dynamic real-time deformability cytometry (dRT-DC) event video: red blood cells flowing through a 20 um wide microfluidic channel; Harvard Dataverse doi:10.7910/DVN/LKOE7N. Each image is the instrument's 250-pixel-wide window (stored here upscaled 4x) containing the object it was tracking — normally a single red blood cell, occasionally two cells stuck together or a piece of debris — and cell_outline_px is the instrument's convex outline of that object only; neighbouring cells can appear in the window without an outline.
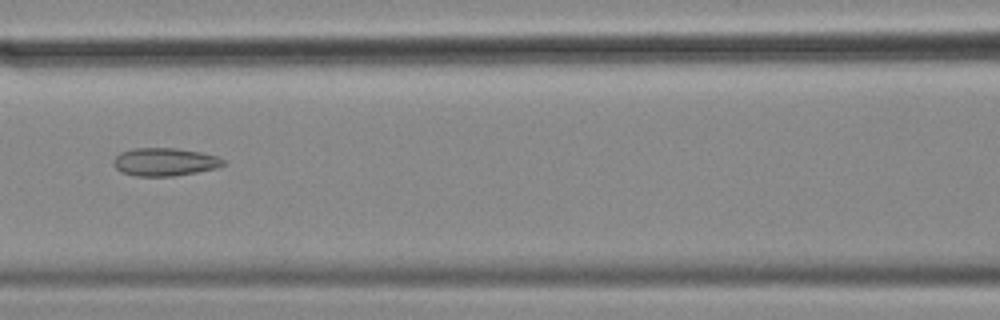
{"species": "common noctule bat (a hibernating species)", "species_latin": "Nyctalus noctula", "temperature_condition": "cold", "stored_images_in_passage": 43, "camera_frame_rate_fps": 3000, "um_per_image_px": 0.085, "animal": {"sex": "female", "body_mass_g": 18.4}, "frame": {"image": 1, "passage_image": 17, "time_ms": 5.333, "image_size_px": [1000, 320], "cell_outline_px": [[228, 164], [216, 168], [196, 172], [172, 176], [136, 176], [120, 172], [112, 164], [112, 160], [120, 152], [132, 148], [176, 148], [200, 152], [216, 156], [224, 160]], "centroid_in_image_um": [13.97, 13.76], "position_along_channel_um": 152.6, "area_um2": 18.03}}
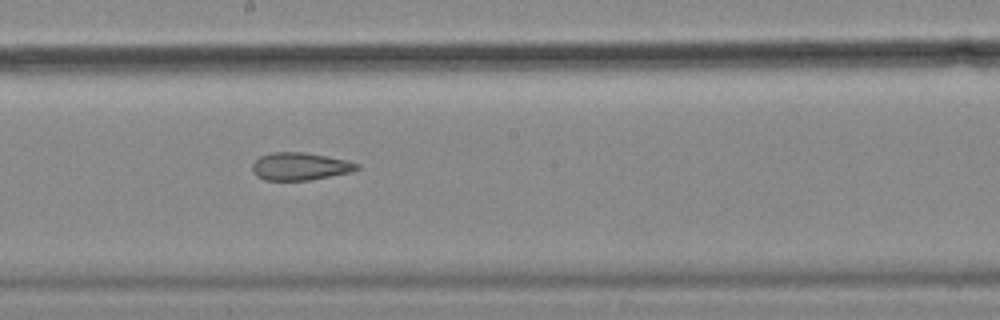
{"frame": {"image": 2, "passage_image": 23, "time_ms": 7.333, "image_size_px": [1000, 320], "cell_outline_px": [[360, 168], [352, 172], [308, 180], [264, 180], [256, 176], [252, 168], [252, 164], [260, 156], [272, 152], [304, 152], [348, 160], [360, 164]], "centroid_in_image_um": [25.52, 14.14], "position_along_channel_um": 222.7, "area_um2": 16.88}}
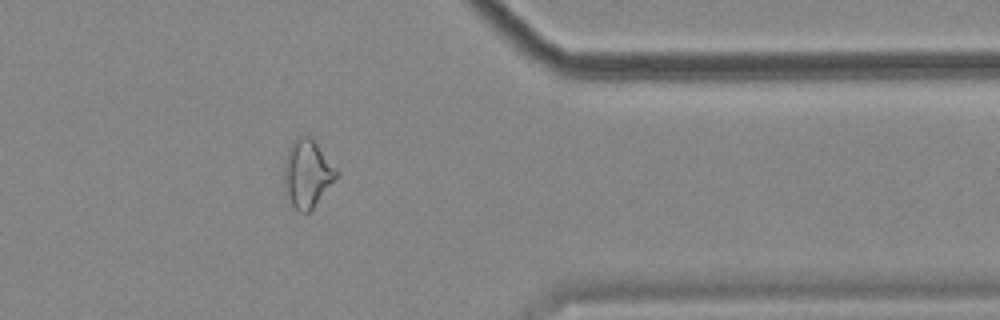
{"frame": {"image": 3, "passage_image": 38, "time_ms": 12.333, "image_size_px": [1000, 320], "cell_outline_px": [[340, 172], [312, 208], [308, 212], [300, 212], [292, 204], [284, 192], [284, 164], [288, 148], [300, 136], [308, 136], [316, 144]], "centroid_in_image_um": [26.09, 14.77], "position_along_channel_um": 385.3, "area_um2": 20.06}, "authors_computed_cell_mechanics": {"area_um2": 18.4382, "velocity_mm_per_s": 3.5257, "shape_relaxation_time_tau1_ms": null, "shape_relaxation_time_tau2_ms": 3.2654, "deformation_change_tau1": null, "deformation_change_tau2": 0.1165}}